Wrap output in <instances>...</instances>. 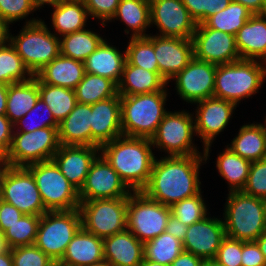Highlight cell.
Masks as SVG:
<instances>
[{
    "label": "cell",
    "instance_id": "cell-13",
    "mask_svg": "<svg viewBox=\"0 0 266 266\" xmlns=\"http://www.w3.org/2000/svg\"><path fill=\"white\" fill-rule=\"evenodd\" d=\"M0 199L26 215L41 216L47 212L35 178L27 167L8 165L1 181Z\"/></svg>",
    "mask_w": 266,
    "mask_h": 266
},
{
    "label": "cell",
    "instance_id": "cell-65",
    "mask_svg": "<svg viewBox=\"0 0 266 266\" xmlns=\"http://www.w3.org/2000/svg\"><path fill=\"white\" fill-rule=\"evenodd\" d=\"M89 266H111V264L104 259V260H102L100 262L91 264Z\"/></svg>",
    "mask_w": 266,
    "mask_h": 266
},
{
    "label": "cell",
    "instance_id": "cell-55",
    "mask_svg": "<svg viewBox=\"0 0 266 266\" xmlns=\"http://www.w3.org/2000/svg\"><path fill=\"white\" fill-rule=\"evenodd\" d=\"M205 263L200 257L183 250L169 266H204Z\"/></svg>",
    "mask_w": 266,
    "mask_h": 266
},
{
    "label": "cell",
    "instance_id": "cell-18",
    "mask_svg": "<svg viewBox=\"0 0 266 266\" xmlns=\"http://www.w3.org/2000/svg\"><path fill=\"white\" fill-rule=\"evenodd\" d=\"M193 52L198 60L221 65L240 59L235 36L197 24L193 34Z\"/></svg>",
    "mask_w": 266,
    "mask_h": 266
},
{
    "label": "cell",
    "instance_id": "cell-29",
    "mask_svg": "<svg viewBox=\"0 0 266 266\" xmlns=\"http://www.w3.org/2000/svg\"><path fill=\"white\" fill-rule=\"evenodd\" d=\"M52 9L50 20L54 30L51 32L59 38L87 28L90 19L83 0H62Z\"/></svg>",
    "mask_w": 266,
    "mask_h": 266
},
{
    "label": "cell",
    "instance_id": "cell-3",
    "mask_svg": "<svg viewBox=\"0 0 266 266\" xmlns=\"http://www.w3.org/2000/svg\"><path fill=\"white\" fill-rule=\"evenodd\" d=\"M266 80V63L239 59L229 64L217 65L214 97L235 103L259 92Z\"/></svg>",
    "mask_w": 266,
    "mask_h": 266
},
{
    "label": "cell",
    "instance_id": "cell-60",
    "mask_svg": "<svg viewBox=\"0 0 266 266\" xmlns=\"http://www.w3.org/2000/svg\"><path fill=\"white\" fill-rule=\"evenodd\" d=\"M0 266H13V259L11 256V250L0 254Z\"/></svg>",
    "mask_w": 266,
    "mask_h": 266
},
{
    "label": "cell",
    "instance_id": "cell-23",
    "mask_svg": "<svg viewBox=\"0 0 266 266\" xmlns=\"http://www.w3.org/2000/svg\"><path fill=\"white\" fill-rule=\"evenodd\" d=\"M104 259L111 266H140L144 244L129 230L103 238Z\"/></svg>",
    "mask_w": 266,
    "mask_h": 266
},
{
    "label": "cell",
    "instance_id": "cell-48",
    "mask_svg": "<svg viewBox=\"0 0 266 266\" xmlns=\"http://www.w3.org/2000/svg\"><path fill=\"white\" fill-rule=\"evenodd\" d=\"M36 9L30 0H0V16L9 24L20 22L33 15Z\"/></svg>",
    "mask_w": 266,
    "mask_h": 266
},
{
    "label": "cell",
    "instance_id": "cell-41",
    "mask_svg": "<svg viewBox=\"0 0 266 266\" xmlns=\"http://www.w3.org/2000/svg\"><path fill=\"white\" fill-rule=\"evenodd\" d=\"M33 75L24 65L22 58L17 54L14 46L8 42L0 46V82L10 85L23 82Z\"/></svg>",
    "mask_w": 266,
    "mask_h": 266
},
{
    "label": "cell",
    "instance_id": "cell-20",
    "mask_svg": "<svg viewBox=\"0 0 266 266\" xmlns=\"http://www.w3.org/2000/svg\"><path fill=\"white\" fill-rule=\"evenodd\" d=\"M154 51L160 76L169 84L194 57L193 40L154 35Z\"/></svg>",
    "mask_w": 266,
    "mask_h": 266
},
{
    "label": "cell",
    "instance_id": "cell-37",
    "mask_svg": "<svg viewBox=\"0 0 266 266\" xmlns=\"http://www.w3.org/2000/svg\"><path fill=\"white\" fill-rule=\"evenodd\" d=\"M74 90L77 102L88 105L114 97L118 93L117 85L112 80L91 73H85Z\"/></svg>",
    "mask_w": 266,
    "mask_h": 266
},
{
    "label": "cell",
    "instance_id": "cell-52",
    "mask_svg": "<svg viewBox=\"0 0 266 266\" xmlns=\"http://www.w3.org/2000/svg\"><path fill=\"white\" fill-rule=\"evenodd\" d=\"M24 214L12 204L0 199V231L4 233L9 226L16 223Z\"/></svg>",
    "mask_w": 266,
    "mask_h": 266
},
{
    "label": "cell",
    "instance_id": "cell-49",
    "mask_svg": "<svg viewBox=\"0 0 266 266\" xmlns=\"http://www.w3.org/2000/svg\"><path fill=\"white\" fill-rule=\"evenodd\" d=\"M242 241L225 237L213 261L222 266H242Z\"/></svg>",
    "mask_w": 266,
    "mask_h": 266
},
{
    "label": "cell",
    "instance_id": "cell-8",
    "mask_svg": "<svg viewBox=\"0 0 266 266\" xmlns=\"http://www.w3.org/2000/svg\"><path fill=\"white\" fill-rule=\"evenodd\" d=\"M60 146L58 127L13 132L10 149L2 158L10 166L27 167L52 160Z\"/></svg>",
    "mask_w": 266,
    "mask_h": 266
},
{
    "label": "cell",
    "instance_id": "cell-19",
    "mask_svg": "<svg viewBox=\"0 0 266 266\" xmlns=\"http://www.w3.org/2000/svg\"><path fill=\"white\" fill-rule=\"evenodd\" d=\"M226 237L222 218L209 214L200 221L188 226L182 242L183 250L200 257L205 262L213 260Z\"/></svg>",
    "mask_w": 266,
    "mask_h": 266
},
{
    "label": "cell",
    "instance_id": "cell-30",
    "mask_svg": "<svg viewBox=\"0 0 266 266\" xmlns=\"http://www.w3.org/2000/svg\"><path fill=\"white\" fill-rule=\"evenodd\" d=\"M168 83L156 72L125 63L117 85L120 96H130L162 91Z\"/></svg>",
    "mask_w": 266,
    "mask_h": 266
},
{
    "label": "cell",
    "instance_id": "cell-61",
    "mask_svg": "<svg viewBox=\"0 0 266 266\" xmlns=\"http://www.w3.org/2000/svg\"><path fill=\"white\" fill-rule=\"evenodd\" d=\"M266 261V231L255 240Z\"/></svg>",
    "mask_w": 266,
    "mask_h": 266
},
{
    "label": "cell",
    "instance_id": "cell-36",
    "mask_svg": "<svg viewBox=\"0 0 266 266\" xmlns=\"http://www.w3.org/2000/svg\"><path fill=\"white\" fill-rule=\"evenodd\" d=\"M39 98L49 106L58 123L69 115L77 103L74 89L46 84L40 79Z\"/></svg>",
    "mask_w": 266,
    "mask_h": 266
},
{
    "label": "cell",
    "instance_id": "cell-28",
    "mask_svg": "<svg viewBox=\"0 0 266 266\" xmlns=\"http://www.w3.org/2000/svg\"><path fill=\"white\" fill-rule=\"evenodd\" d=\"M84 75V62L61 54L36 74L43 83L70 89H75Z\"/></svg>",
    "mask_w": 266,
    "mask_h": 266
},
{
    "label": "cell",
    "instance_id": "cell-43",
    "mask_svg": "<svg viewBox=\"0 0 266 266\" xmlns=\"http://www.w3.org/2000/svg\"><path fill=\"white\" fill-rule=\"evenodd\" d=\"M13 125V132H32L45 127H59V123L55 120L49 106L41 98L37 100L35 106L24 117Z\"/></svg>",
    "mask_w": 266,
    "mask_h": 266
},
{
    "label": "cell",
    "instance_id": "cell-4",
    "mask_svg": "<svg viewBox=\"0 0 266 266\" xmlns=\"http://www.w3.org/2000/svg\"><path fill=\"white\" fill-rule=\"evenodd\" d=\"M168 90L166 86L154 93L120 96L122 134L151 139L168 112Z\"/></svg>",
    "mask_w": 266,
    "mask_h": 266
},
{
    "label": "cell",
    "instance_id": "cell-21",
    "mask_svg": "<svg viewBox=\"0 0 266 266\" xmlns=\"http://www.w3.org/2000/svg\"><path fill=\"white\" fill-rule=\"evenodd\" d=\"M99 154L100 149L96 146L61 145L52 160L66 179L80 191Z\"/></svg>",
    "mask_w": 266,
    "mask_h": 266
},
{
    "label": "cell",
    "instance_id": "cell-31",
    "mask_svg": "<svg viewBox=\"0 0 266 266\" xmlns=\"http://www.w3.org/2000/svg\"><path fill=\"white\" fill-rule=\"evenodd\" d=\"M114 19L126 25L125 35L147 37L146 30L151 27L150 0H120L115 14L107 23Z\"/></svg>",
    "mask_w": 266,
    "mask_h": 266
},
{
    "label": "cell",
    "instance_id": "cell-17",
    "mask_svg": "<svg viewBox=\"0 0 266 266\" xmlns=\"http://www.w3.org/2000/svg\"><path fill=\"white\" fill-rule=\"evenodd\" d=\"M133 191L120 178L106 159L99 154L92 163L84 185L79 191L80 201L128 197Z\"/></svg>",
    "mask_w": 266,
    "mask_h": 266
},
{
    "label": "cell",
    "instance_id": "cell-11",
    "mask_svg": "<svg viewBox=\"0 0 266 266\" xmlns=\"http://www.w3.org/2000/svg\"><path fill=\"white\" fill-rule=\"evenodd\" d=\"M170 214V207L133 191L127 200L126 229L144 244L165 232Z\"/></svg>",
    "mask_w": 266,
    "mask_h": 266
},
{
    "label": "cell",
    "instance_id": "cell-47",
    "mask_svg": "<svg viewBox=\"0 0 266 266\" xmlns=\"http://www.w3.org/2000/svg\"><path fill=\"white\" fill-rule=\"evenodd\" d=\"M197 24L203 23L214 13L224 10L231 0H181Z\"/></svg>",
    "mask_w": 266,
    "mask_h": 266
},
{
    "label": "cell",
    "instance_id": "cell-15",
    "mask_svg": "<svg viewBox=\"0 0 266 266\" xmlns=\"http://www.w3.org/2000/svg\"><path fill=\"white\" fill-rule=\"evenodd\" d=\"M151 27L155 35L192 39L197 23L181 0H150Z\"/></svg>",
    "mask_w": 266,
    "mask_h": 266
},
{
    "label": "cell",
    "instance_id": "cell-46",
    "mask_svg": "<svg viewBox=\"0 0 266 266\" xmlns=\"http://www.w3.org/2000/svg\"><path fill=\"white\" fill-rule=\"evenodd\" d=\"M242 192L261 199L266 197V158L251 162Z\"/></svg>",
    "mask_w": 266,
    "mask_h": 266
},
{
    "label": "cell",
    "instance_id": "cell-68",
    "mask_svg": "<svg viewBox=\"0 0 266 266\" xmlns=\"http://www.w3.org/2000/svg\"><path fill=\"white\" fill-rule=\"evenodd\" d=\"M265 204V211H266V197L263 199Z\"/></svg>",
    "mask_w": 266,
    "mask_h": 266
},
{
    "label": "cell",
    "instance_id": "cell-40",
    "mask_svg": "<svg viewBox=\"0 0 266 266\" xmlns=\"http://www.w3.org/2000/svg\"><path fill=\"white\" fill-rule=\"evenodd\" d=\"M182 251V241L166 232L144 243V259L167 266H169Z\"/></svg>",
    "mask_w": 266,
    "mask_h": 266
},
{
    "label": "cell",
    "instance_id": "cell-44",
    "mask_svg": "<svg viewBox=\"0 0 266 266\" xmlns=\"http://www.w3.org/2000/svg\"><path fill=\"white\" fill-rule=\"evenodd\" d=\"M202 193L203 191L173 204L170 207L171 214L187 226L205 218L210 212Z\"/></svg>",
    "mask_w": 266,
    "mask_h": 266
},
{
    "label": "cell",
    "instance_id": "cell-6",
    "mask_svg": "<svg viewBox=\"0 0 266 266\" xmlns=\"http://www.w3.org/2000/svg\"><path fill=\"white\" fill-rule=\"evenodd\" d=\"M228 193L222 217L226 236L244 242L255 241L266 231L264 200L242 191Z\"/></svg>",
    "mask_w": 266,
    "mask_h": 266
},
{
    "label": "cell",
    "instance_id": "cell-14",
    "mask_svg": "<svg viewBox=\"0 0 266 266\" xmlns=\"http://www.w3.org/2000/svg\"><path fill=\"white\" fill-rule=\"evenodd\" d=\"M194 104L197 106L195 113L193 112L195 132L201 139L204 158L207 161L212 151L210 147L217 135L229 125L237 105L214 96Z\"/></svg>",
    "mask_w": 266,
    "mask_h": 266
},
{
    "label": "cell",
    "instance_id": "cell-62",
    "mask_svg": "<svg viewBox=\"0 0 266 266\" xmlns=\"http://www.w3.org/2000/svg\"><path fill=\"white\" fill-rule=\"evenodd\" d=\"M9 249L4 234L0 231V254L7 252Z\"/></svg>",
    "mask_w": 266,
    "mask_h": 266
},
{
    "label": "cell",
    "instance_id": "cell-16",
    "mask_svg": "<svg viewBox=\"0 0 266 266\" xmlns=\"http://www.w3.org/2000/svg\"><path fill=\"white\" fill-rule=\"evenodd\" d=\"M216 64L193 57L188 65L171 80L175 81L176 94L186 104L213 97L215 87Z\"/></svg>",
    "mask_w": 266,
    "mask_h": 266
},
{
    "label": "cell",
    "instance_id": "cell-22",
    "mask_svg": "<svg viewBox=\"0 0 266 266\" xmlns=\"http://www.w3.org/2000/svg\"><path fill=\"white\" fill-rule=\"evenodd\" d=\"M120 95L91 105V146L103 144L122 136Z\"/></svg>",
    "mask_w": 266,
    "mask_h": 266
},
{
    "label": "cell",
    "instance_id": "cell-58",
    "mask_svg": "<svg viewBox=\"0 0 266 266\" xmlns=\"http://www.w3.org/2000/svg\"><path fill=\"white\" fill-rule=\"evenodd\" d=\"M8 85L0 82V115L6 113Z\"/></svg>",
    "mask_w": 266,
    "mask_h": 266
},
{
    "label": "cell",
    "instance_id": "cell-57",
    "mask_svg": "<svg viewBox=\"0 0 266 266\" xmlns=\"http://www.w3.org/2000/svg\"><path fill=\"white\" fill-rule=\"evenodd\" d=\"M10 25L0 16V46L5 45L10 39Z\"/></svg>",
    "mask_w": 266,
    "mask_h": 266
},
{
    "label": "cell",
    "instance_id": "cell-63",
    "mask_svg": "<svg viewBox=\"0 0 266 266\" xmlns=\"http://www.w3.org/2000/svg\"><path fill=\"white\" fill-rule=\"evenodd\" d=\"M7 167H8V164L1 157L0 158V192H1V181H2V177H3V175H4Z\"/></svg>",
    "mask_w": 266,
    "mask_h": 266
},
{
    "label": "cell",
    "instance_id": "cell-59",
    "mask_svg": "<svg viewBox=\"0 0 266 266\" xmlns=\"http://www.w3.org/2000/svg\"><path fill=\"white\" fill-rule=\"evenodd\" d=\"M33 7L37 10L40 11V9L42 7H45L44 5H48L51 7H54L55 5H57L59 2H61L62 0H30Z\"/></svg>",
    "mask_w": 266,
    "mask_h": 266
},
{
    "label": "cell",
    "instance_id": "cell-33",
    "mask_svg": "<svg viewBox=\"0 0 266 266\" xmlns=\"http://www.w3.org/2000/svg\"><path fill=\"white\" fill-rule=\"evenodd\" d=\"M256 123V124H255ZM228 146L235 154L250 162L266 158V134L259 122L245 123Z\"/></svg>",
    "mask_w": 266,
    "mask_h": 266
},
{
    "label": "cell",
    "instance_id": "cell-42",
    "mask_svg": "<svg viewBox=\"0 0 266 266\" xmlns=\"http://www.w3.org/2000/svg\"><path fill=\"white\" fill-rule=\"evenodd\" d=\"M41 216L24 214L3 233L9 248L35 243Z\"/></svg>",
    "mask_w": 266,
    "mask_h": 266
},
{
    "label": "cell",
    "instance_id": "cell-2",
    "mask_svg": "<svg viewBox=\"0 0 266 266\" xmlns=\"http://www.w3.org/2000/svg\"><path fill=\"white\" fill-rule=\"evenodd\" d=\"M99 149L132 191H141L147 185L156 159L150 138L122 135Z\"/></svg>",
    "mask_w": 266,
    "mask_h": 266
},
{
    "label": "cell",
    "instance_id": "cell-26",
    "mask_svg": "<svg viewBox=\"0 0 266 266\" xmlns=\"http://www.w3.org/2000/svg\"><path fill=\"white\" fill-rule=\"evenodd\" d=\"M125 63L126 51H120L105 38L84 61L85 73L108 78L118 85Z\"/></svg>",
    "mask_w": 266,
    "mask_h": 266
},
{
    "label": "cell",
    "instance_id": "cell-56",
    "mask_svg": "<svg viewBox=\"0 0 266 266\" xmlns=\"http://www.w3.org/2000/svg\"><path fill=\"white\" fill-rule=\"evenodd\" d=\"M245 6L251 13L265 14L266 0H231Z\"/></svg>",
    "mask_w": 266,
    "mask_h": 266
},
{
    "label": "cell",
    "instance_id": "cell-45",
    "mask_svg": "<svg viewBox=\"0 0 266 266\" xmlns=\"http://www.w3.org/2000/svg\"><path fill=\"white\" fill-rule=\"evenodd\" d=\"M13 266H56L35 244L11 248Z\"/></svg>",
    "mask_w": 266,
    "mask_h": 266
},
{
    "label": "cell",
    "instance_id": "cell-53",
    "mask_svg": "<svg viewBox=\"0 0 266 266\" xmlns=\"http://www.w3.org/2000/svg\"><path fill=\"white\" fill-rule=\"evenodd\" d=\"M14 125L6 115H0V156L3 157L10 149Z\"/></svg>",
    "mask_w": 266,
    "mask_h": 266
},
{
    "label": "cell",
    "instance_id": "cell-25",
    "mask_svg": "<svg viewBox=\"0 0 266 266\" xmlns=\"http://www.w3.org/2000/svg\"><path fill=\"white\" fill-rule=\"evenodd\" d=\"M240 59L266 63V14H254L235 35Z\"/></svg>",
    "mask_w": 266,
    "mask_h": 266
},
{
    "label": "cell",
    "instance_id": "cell-7",
    "mask_svg": "<svg viewBox=\"0 0 266 266\" xmlns=\"http://www.w3.org/2000/svg\"><path fill=\"white\" fill-rule=\"evenodd\" d=\"M194 135L196 137L193 112L186 109L168 111L151 142L154 150L165 152L166 156L204 155L197 149Z\"/></svg>",
    "mask_w": 266,
    "mask_h": 266
},
{
    "label": "cell",
    "instance_id": "cell-24",
    "mask_svg": "<svg viewBox=\"0 0 266 266\" xmlns=\"http://www.w3.org/2000/svg\"><path fill=\"white\" fill-rule=\"evenodd\" d=\"M102 260H104L103 239L81 226L56 266H89Z\"/></svg>",
    "mask_w": 266,
    "mask_h": 266
},
{
    "label": "cell",
    "instance_id": "cell-50",
    "mask_svg": "<svg viewBox=\"0 0 266 266\" xmlns=\"http://www.w3.org/2000/svg\"><path fill=\"white\" fill-rule=\"evenodd\" d=\"M88 15L92 19H98L102 27L113 17L120 0H83Z\"/></svg>",
    "mask_w": 266,
    "mask_h": 266
},
{
    "label": "cell",
    "instance_id": "cell-9",
    "mask_svg": "<svg viewBox=\"0 0 266 266\" xmlns=\"http://www.w3.org/2000/svg\"><path fill=\"white\" fill-rule=\"evenodd\" d=\"M80 228L79 209L47 211L41 215L34 244L57 264Z\"/></svg>",
    "mask_w": 266,
    "mask_h": 266
},
{
    "label": "cell",
    "instance_id": "cell-12",
    "mask_svg": "<svg viewBox=\"0 0 266 266\" xmlns=\"http://www.w3.org/2000/svg\"><path fill=\"white\" fill-rule=\"evenodd\" d=\"M128 197L80 201L81 226L99 238L126 230Z\"/></svg>",
    "mask_w": 266,
    "mask_h": 266
},
{
    "label": "cell",
    "instance_id": "cell-38",
    "mask_svg": "<svg viewBox=\"0 0 266 266\" xmlns=\"http://www.w3.org/2000/svg\"><path fill=\"white\" fill-rule=\"evenodd\" d=\"M252 15L251 11L245 6L231 1L224 10L214 13L203 23L208 28L220 30L235 36Z\"/></svg>",
    "mask_w": 266,
    "mask_h": 266
},
{
    "label": "cell",
    "instance_id": "cell-54",
    "mask_svg": "<svg viewBox=\"0 0 266 266\" xmlns=\"http://www.w3.org/2000/svg\"><path fill=\"white\" fill-rule=\"evenodd\" d=\"M188 226L180 222L175 216L170 214L165 232L173 235L175 238L183 242Z\"/></svg>",
    "mask_w": 266,
    "mask_h": 266
},
{
    "label": "cell",
    "instance_id": "cell-10",
    "mask_svg": "<svg viewBox=\"0 0 266 266\" xmlns=\"http://www.w3.org/2000/svg\"><path fill=\"white\" fill-rule=\"evenodd\" d=\"M27 168L35 178L47 211L79 209V191L66 179L53 160L34 163Z\"/></svg>",
    "mask_w": 266,
    "mask_h": 266
},
{
    "label": "cell",
    "instance_id": "cell-34",
    "mask_svg": "<svg viewBox=\"0 0 266 266\" xmlns=\"http://www.w3.org/2000/svg\"><path fill=\"white\" fill-rule=\"evenodd\" d=\"M215 164L219 176L227 181L228 192L243 190L249 174L250 161L225 146L224 150L218 153Z\"/></svg>",
    "mask_w": 266,
    "mask_h": 266
},
{
    "label": "cell",
    "instance_id": "cell-66",
    "mask_svg": "<svg viewBox=\"0 0 266 266\" xmlns=\"http://www.w3.org/2000/svg\"><path fill=\"white\" fill-rule=\"evenodd\" d=\"M204 266H222V265H219L215 263L213 260H211V261L206 262Z\"/></svg>",
    "mask_w": 266,
    "mask_h": 266
},
{
    "label": "cell",
    "instance_id": "cell-1",
    "mask_svg": "<svg viewBox=\"0 0 266 266\" xmlns=\"http://www.w3.org/2000/svg\"><path fill=\"white\" fill-rule=\"evenodd\" d=\"M163 156L156 157L149 181L141 190L147 197L171 207L202 191L199 174L207 163L204 155Z\"/></svg>",
    "mask_w": 266,
    "mask_h": 266
},
{
    "label": "cell",
    "instance_id": "cell-5",
    "mask_svg": "<svg viewBox=\"0 0 266 266\" xmlns=\"http://www.w3.org/2000/svg\"><path fill=\"white\" fill-rule=\"evenodd\" d=\"M24 24L19 34L10 32L9 42L22 58L26 68L35 76L60 55V38L51 32L49 26L39 17H30Z\"/></svg>",
    "mask_w": 266,
    "mask_h": 266
},
{
    "label": "cell",
    "instance_id": "cell-35",
    "mask_svg": "<svg viewBox=\"0 0 266 266\" xmlns=\"http://www.w3.org/2000/svg\"><path fill=\"white\" fill-rule=\"evenodd\" d=\"M104 39L102 34L88 28L66 34L60 37V54L84 62Z\"/></svg>",
    "mask_w": 266,
    "mask_h": 266
},
{
    "label": "cell",
    "instance_id": "cell-64",
    "mask_svg": "<svg viewBox=\"0 0 266 266\" xmlns=\"http://www.w3.org/2000/svg\"><path fill=\"white\" fill-rule=\"evenodd\" d=\"M140 266H167V265L159 264L157 262H153L151 260L144 259Z\"/></svg>",
    "mask_w": 266,
    "mask_h": 266
},
{
    "label": "cell",
    "instance_id": "cell-51",
    "mask_svg": "<svg viewBox=\"0 0 266 266\" xmlns=\"http://www.w3.org/2000/svg\"><path fill=\"white\" fill-rule=\"evenodd\" d=\"M242 266H266L264 256L256 241H242Z\"/></svg>",
    "mask_w": 266,
    "mask_h": 266
},
{
    "label": "cell",
    "instance_id": "cell-32",
    "mask_svg": "<svg viewBox=\"0 0 266 266\" xmlns=\"http://www.w3.org/2000/svg\"><path fill=\"white\" fill-rule=\"evenodd\" d=\"M39 99V78L35 75L29 80L8 85L6 113L14 124L28 113Z\"/></svg>",
    "mask_w": 266,
    "mask_h": 266
},
{
    "label": "cell",
    "instance_id": "cell-67",
    "mask_svg": "<svg viewBox=\"0 0 266 266\" xmlns=\"http://www.w3.org/2000/svg\"><path fill=\"white\" fill-rule=\"evenodd\" d=\"M264 124L263 123H259V125L261 126L262 130L265 132L266 134V116H264Z\"/></svg>",
    "mask_w": 266,
    "mask_h": 266
},
{
    "label": "cell",
    "instance_id": "cell-39",
    "mask_svg": "<svg viewBox=\"0 0 266 266\" xmlns=\"http://www.w3.org/2000/svg\"><path fill=\"white\" fill-rule=\"evenodd\" d=\"M125 47L126 62L160 75L158 62L154 51V35L147 37H130Z\"/></svg>",
    "mask_w": 266,
    "mask_h": 266
},
{
    "label": "cell",
    "instance_id": "cell-27",
    "mask_svg": "<svg viewBox=\"0 0 266 266\" xmlns=\"http://www.w3.org/2000/svg\"><path fill=\"white\" fill-rule=\"evenodd\" d=\"M58 134L61 145L91 146V105L77 102L59 123Z\"/></svg>",
    "mask_w": 266,
    "mask_h": 266
}]
</instances>
